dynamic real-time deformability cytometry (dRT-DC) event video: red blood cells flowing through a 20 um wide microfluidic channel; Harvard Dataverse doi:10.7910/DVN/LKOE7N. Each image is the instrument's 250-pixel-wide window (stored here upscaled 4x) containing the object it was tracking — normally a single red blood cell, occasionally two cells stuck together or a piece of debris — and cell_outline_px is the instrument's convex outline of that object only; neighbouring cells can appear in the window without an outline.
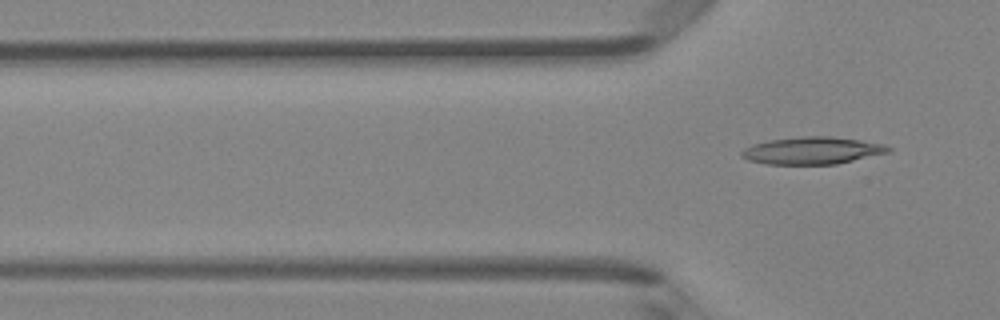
{"species": "Egyptian fruit bat (a non-hibernating species)", "species_latin": "Rousettus aegyptiacus", "temperature_condition": "room temperature", "stored_images_in_passage": 3, "camera_frame_rate_fps": 3000, "um_per_image_px": 0.085, "animal": {"sex": "female"}, "frame": {"image": 1, "passage_image": 3, "time_ms": 0.667, "image_size_px": [1000, 320], "cell_outline_px": [[892, 152], [836, 164], [764, 164], [748, 160], [740, 156], [740, 152], [744, 148], [752, 144], [772, 140], [800, 136], [828, 136], [860, 140], [884, 144], [892, 148]], "centroid_in_image_um": [69.05, 12.8], "position_along_channel_um": 56.7, "area_um2": 23.41}}